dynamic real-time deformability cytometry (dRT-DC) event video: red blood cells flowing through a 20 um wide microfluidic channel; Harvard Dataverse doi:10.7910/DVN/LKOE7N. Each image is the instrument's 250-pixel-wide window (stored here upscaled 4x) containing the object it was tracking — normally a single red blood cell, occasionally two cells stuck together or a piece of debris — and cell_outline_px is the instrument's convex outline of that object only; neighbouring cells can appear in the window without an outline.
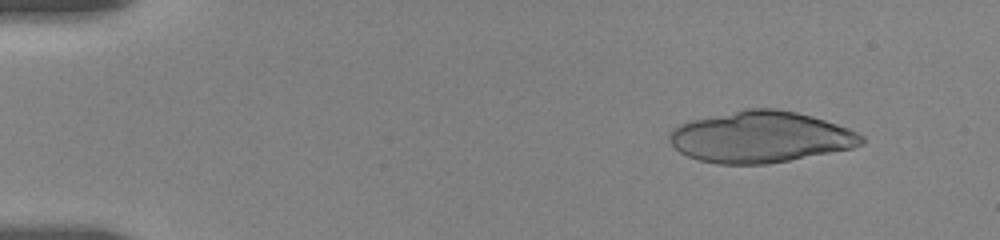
{"species": "human", "species_latin": "Homo sapiens", "temperature_condition": "room temperature", "stored_images_in_passage": 56, "camera_frame_rate_fps": 3000, "um_per_image_px": 0.085, "donor": {"sex": "female"}, "frame": {"image": 1, "passage_image": 6, "time_ms": 1.667, "image_size_px": [1000, 240], "cell_outline_px": [[860, 140], [848, 148], [784, 160], [756, 164], [728, 164], [704, 160], [692, 156], [684, 152], [672, 140], [672, 136], [680, 128], [688, 124], [704, 120], [740, 112], [792, 112], [808, 116], [844, 128], [852, 132]], "centroid_in_image_um": [64.68, 11.71], "position_along_channel_um": 20.3, "area_um2": 51.44}}
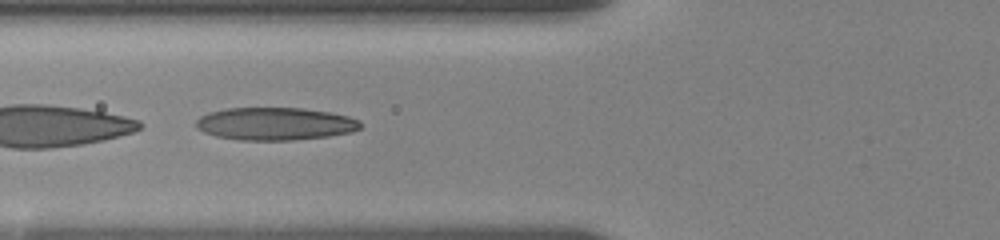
{"frame": {"image": 2, "passage_image": 22, "time_ms": 7.0, "image_size_px": [1000, 240], "cell_outline_px": [[360, 128], [344, 132], [320, 136], [276, 140], [264, 140], [224, 136], [208, 132], [200, 124], [200, 120], [204, 116], [216, 112], [236, 108], [292, 108], [320, 112], [340, 116], [356, 120], [360, 124]], "centroid_in_image_um": [23.43, 10.5], "position_along_channel_um": 102.4, "area_um2": 28.26}}
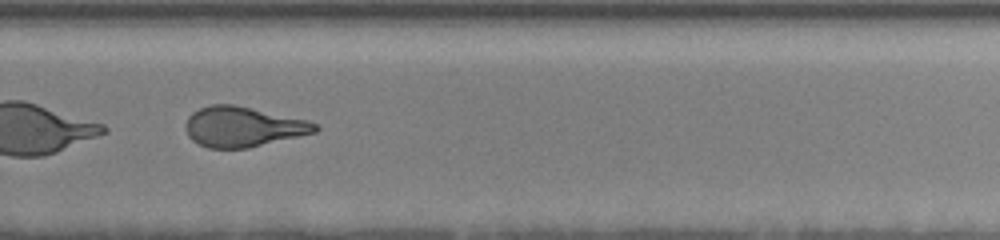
{"frame": {"image": 3, "passage_image": 39, "time_ms": 12.667, "image_size_px": [1000, 240], "cell_outline_px": [[316, 128], [312, 132], [244, 148], [212, 148], [200, 144], [188, 132], [188, 120], [196, 112], [204, 108], [216, 104], [224, 104], [248, 108], [300, 120], [316, 124]], "centroid_in_image_um": [20.6, 10.79], "position_along_channel_um": 309.2, "area_um2": 27.8}, "authors_computed_cell_mechanics": {"area_um2": 27.8018, "velocity_mm_per_s": 3.6521, "shape_relaxation_time_tau1_ms": 9.5423, "shape_relaxation_time_tau2_ms": 1.7401, "deformation_change_tau1": 0.2942, "deformation_change_tau2": 0.0977}}